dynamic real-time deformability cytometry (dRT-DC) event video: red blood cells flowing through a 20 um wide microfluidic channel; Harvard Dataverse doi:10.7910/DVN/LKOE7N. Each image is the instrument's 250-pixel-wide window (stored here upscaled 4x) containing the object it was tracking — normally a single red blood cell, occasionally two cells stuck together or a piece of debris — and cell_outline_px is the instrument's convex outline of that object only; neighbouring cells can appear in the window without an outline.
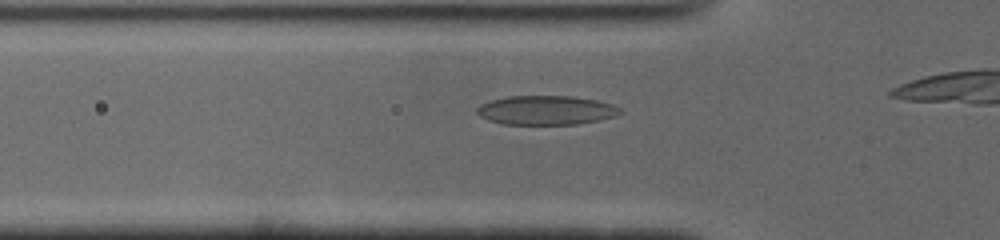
{"species": "common noctule bat (a hibernating species)", "species_latin": "Nyctalus noctula", "temperature_condition": "cold", "stored_images_in_passage": 12, "camera_frame_rate_fps": 3000, "um_per_image_px": 0.085, "animal": {"sex": "male", "body_mass_g": 19.0, "forearm_length_mm": 50.8}, "frame": {"image": 1, "passage_image": 7, "time_ms": 2.0, "image_size_px": [1000, 240], "cell_outline_px": [[624, 112], [616, 116], [600, 120], [580, 124], [504, 124], [488, 120], [480, 116], [476, 112], [476, 108], [480, 104], [492, 100], [508, 96], [572, 96], [596, 100], [612, 104], [620, 108]], "centroid_in_image_um": [46.44, 9.37], "position_along_channel_um": 79.4, "area_um2": 24.45}}
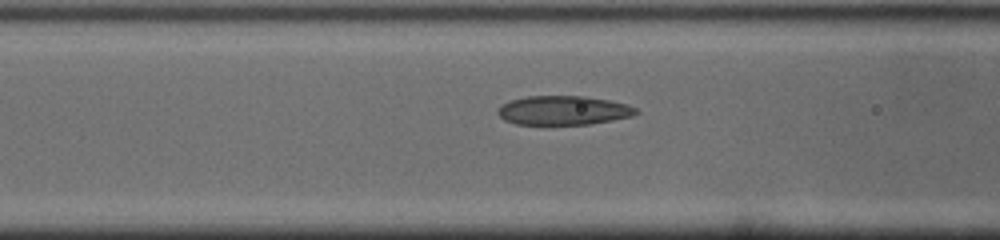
{"frame": {"image": 2, "passage_image": 10, "time_ms": 3.0, "image_size_px": [1000, 240], "cell_outline_px": [[640, 112], [632, 116], [612, 120], [588, 124], [516, 124], [504, 120], [496, 112], [504, 104], [512, 100], [528, 96], [584, 96], [608, 100], [624, 104], [636, 108]], "centroid_in_image_um": [47.89, 9.38], "position_along_channel_um": 118.7, "area_um2": 23.12}}